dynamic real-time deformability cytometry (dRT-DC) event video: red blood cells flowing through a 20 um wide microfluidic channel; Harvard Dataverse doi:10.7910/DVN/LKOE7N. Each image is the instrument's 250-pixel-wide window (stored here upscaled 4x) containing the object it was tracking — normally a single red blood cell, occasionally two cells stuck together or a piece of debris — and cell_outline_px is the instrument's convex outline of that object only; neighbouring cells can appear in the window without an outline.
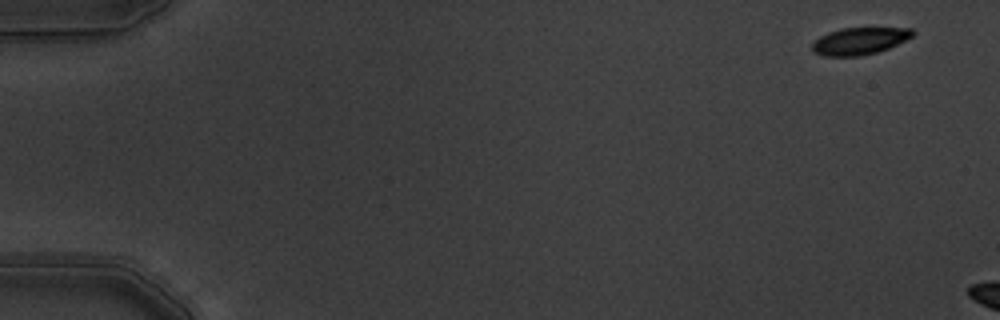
{"species": "common noctule bat (a hibernating species)", "species_latin": "Nyctalus noctula", "temperature_condition": "warm", "stored_images_in_passage": 3, "camera_frame_rate_fps": 3000, "um_per_image_px": 0.085, "animal": {"sex": "male", "body_mass_g": 19.5, "forearm_length_mm": 54.6}, "frame": {"image": 1, "passage_image": 1, "time_ms": 0.0, "image_size_px": [1000, 320], "cell_outline_px": [[916, 32], [912, 36], [888, 48], [876, 52], [860, 56], [824, 56], [812, 52], [812, 44], [820, 36], [828, 32], [840, 28], [912, 28]], "centroid_in_image_um": [73.03, 3.48], "position_along_channel_um": 12.0, "area_um2": 15.78}}